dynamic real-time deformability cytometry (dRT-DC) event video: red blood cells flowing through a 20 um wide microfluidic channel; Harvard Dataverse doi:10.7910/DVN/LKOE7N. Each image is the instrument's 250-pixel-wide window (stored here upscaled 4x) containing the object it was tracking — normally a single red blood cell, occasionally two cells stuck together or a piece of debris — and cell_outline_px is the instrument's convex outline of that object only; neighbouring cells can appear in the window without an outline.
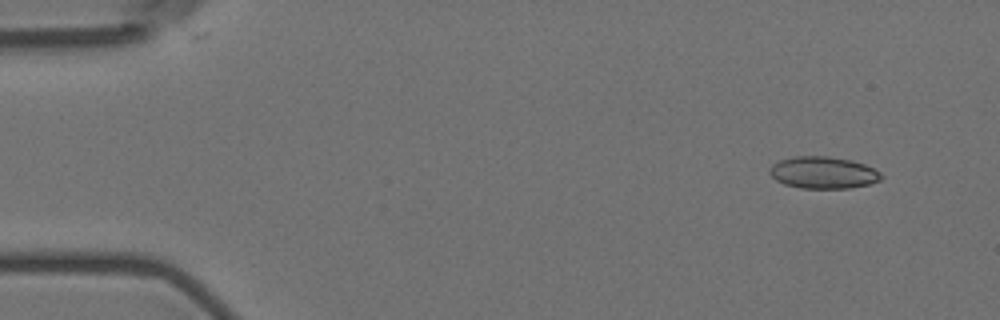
{"species": "Egyptian fruit bat (a non-hibernating species)", "species_latin": "Rousettus aegyptiacus", "temperature_condition": "room temperature", "stored_images_in_passage": 5, "camera_frame_rate_fps": 3000, "um_per_image_px": 0.085, "animal": {"sex": "female"}, "frame": {"image": 1, "passage_image": 2, "time_ms": 1.333, "image_size_px": [1000, 320], "cell_outline_px": [[884, 176], [880, 180], [868, 184], [848, 188], [800, 188], [784, 184], [776, 180], [768, 172], [768, 168], [772, 164], [780, 160], [792, 156], [828, 156], [852, 160], [864, 164], [880, 172]], "centroid_in_image_um": [69.94, 14.66], "position_along_channel_um": 15.1, "area_um2": 20.87}}